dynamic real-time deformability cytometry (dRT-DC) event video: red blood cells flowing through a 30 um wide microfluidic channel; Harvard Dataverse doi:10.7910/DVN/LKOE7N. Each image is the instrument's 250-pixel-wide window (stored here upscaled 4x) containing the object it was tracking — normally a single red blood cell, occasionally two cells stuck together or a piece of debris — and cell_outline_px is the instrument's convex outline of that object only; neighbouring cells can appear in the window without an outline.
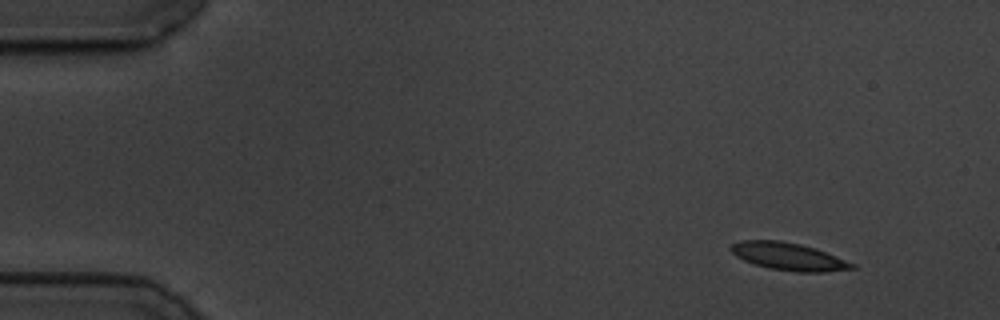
{"species": "common noctule bat (a hibernating species)", "species_latin": "Nyctalus noctula", "temperature_condition": "cold", "stored_images_in_passage": 53, "camera_frame_rate_fps": 3000, "um_per_image_px": 0.085, "animal": {"sex": "male", "body_mass_g": 19.5, "forearm_length_mm": 54.6}, "frame": {"image": 1, "passage_image": 1, "time_ms": 0.0, "image_size_px": [1000, 320], "cell_outline_px": [[856, 268], [824, 272], [796, 272], [768, 268], [752, 264], [736, 256], [728, 248], [732, 244], [740, 240], [780, 240], [800, 244], [816, 248], [856, 264]], "centroid_in_image_um": [67.01, 21.8], "position_along_channel_um": 18.0, "area_um2": 19.59}}
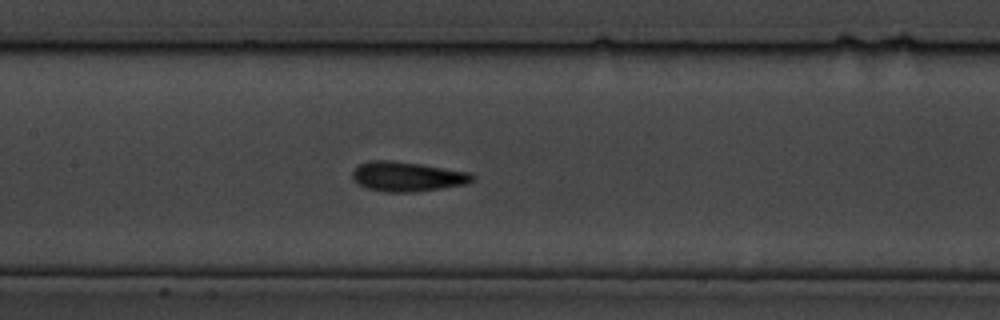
{"frame": {"image": 2, "passage_image": 23, "time_ms": 7.333, "image_size_px": [1000, 320], "cell_outline_px": [[476, 180], [468, 184], [416, 192], [384, 192], [368, 188], [360, 184], [352, 176], [352, 172], [360, 164], [372, 160], [392, 160], [420, 164], [468, 172], [476, 176]], "centroid_in_image_um": [34.67, 15.01], "position_along_channel_um": 172.7, "area_um2": 20.69}}
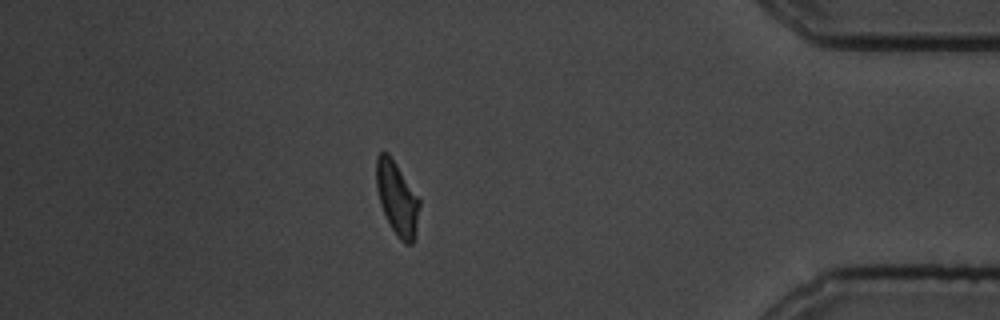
{"frame": {"image": 3, "passage_image": 46, "time_ms": 15.0, "image_size_px": [1000, 320], "cell_outline_px": [[420, 204], [416, 236], [412, 244], [404, 244], [396, 236], [384, 216], [380, 204], [376, 188], [376, 156], [380, 152], [388, 152], [420, 200]], "centroid_in_image_um": [33.74, 16.91], "position_along_channel_um": 401.5, "area_um2": 18.67}, "authors_computed_cell_mechanics": {"area_um2": 19.4208, "velocity_mm_per_s": 3.4651, "shape_relaxation_time_tau1_ms": 2.6344, "shape_relaxation_time_tau2_ms": 1.538, "deformation_change_tau1": 0.1077, "deformation_change_tau2": 0.0795}}